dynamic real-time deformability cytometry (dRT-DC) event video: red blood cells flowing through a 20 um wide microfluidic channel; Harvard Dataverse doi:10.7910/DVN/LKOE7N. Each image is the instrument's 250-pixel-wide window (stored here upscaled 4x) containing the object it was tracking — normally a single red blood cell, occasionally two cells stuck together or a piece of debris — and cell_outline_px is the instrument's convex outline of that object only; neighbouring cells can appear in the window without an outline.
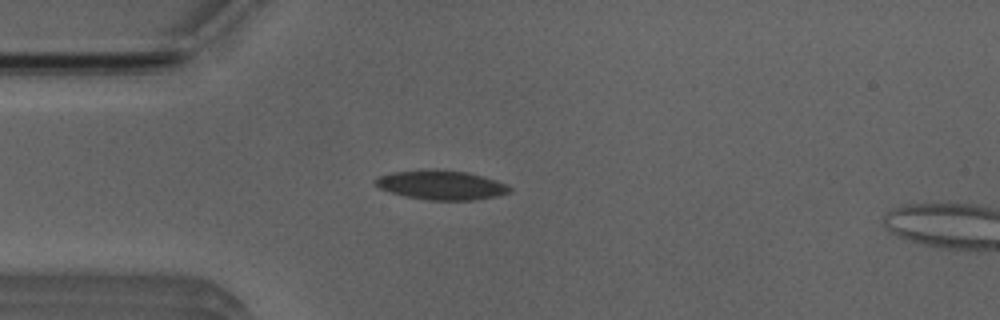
{"species": "Egyptian fruit bat (a non-hibernating species)", "species_latin": "Rousettus aegyptiacus", "temperature_condition": "room temperature", "stored_images_in_passage": 3, "camera_frame_rate_fps": 3000, "um_per_image_px": 0.085, "animal": {"sex": "male"}, "frame": {"image": 1, "passage_image": 2, "time_ms": 1.333, "image_size_px": [1000, 320], "cell_outline_px": [[512, 192], [496, 196], [472, 200], [428, 200], [404, 196], [380, 188], [372, 184], [380, 176], [392, 172], [424, 168], [436, 168], [468, 172], [496, 180], [508, 184], [512, 188]], "centroid_in_image_um": [37.52, 15.71], "position_along_channel_um": 47.5, "area_um2": 23.29}}